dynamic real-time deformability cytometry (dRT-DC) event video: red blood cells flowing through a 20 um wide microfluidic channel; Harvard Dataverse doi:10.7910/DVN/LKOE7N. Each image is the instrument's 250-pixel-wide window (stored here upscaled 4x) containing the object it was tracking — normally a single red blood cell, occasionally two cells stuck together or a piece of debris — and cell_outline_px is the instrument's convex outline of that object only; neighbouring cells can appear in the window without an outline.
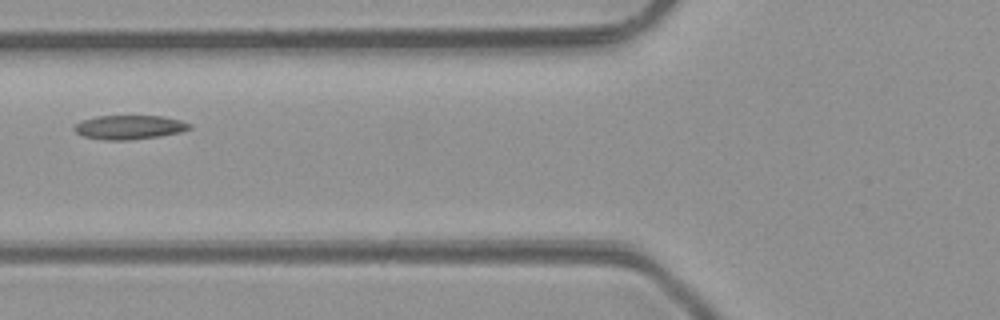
{"species": "common noctule bat (a hibernating species)", "species_latin": "Nyctalus noctula", "temperature_condition": "room temperature", "stored_images_in_passage": 3, "camera_frame_rate_fps": 3000, "um_per_image_px": 0.085, "animal": {"sex": "male", "body_mass_g": 23.1, "forearm_length_mm": 52.7}, "frame": {"image": 1, "passage_image": 3, "time_ms": 2.333, "image_size_px": [1000, 320], "cell_outline_px": [[192, 128], [180, 132], [160, 136], [128, 140], [104, 140], [84, 136], [76, 132], [72, 128], [80, 120], [96, 116], [164, 116], [180, 120], [192, 124]], "centroid_in_image_um": [10.99, 10.81], "position_along_channel_um": 114.8, "area_um2": 16.24}}